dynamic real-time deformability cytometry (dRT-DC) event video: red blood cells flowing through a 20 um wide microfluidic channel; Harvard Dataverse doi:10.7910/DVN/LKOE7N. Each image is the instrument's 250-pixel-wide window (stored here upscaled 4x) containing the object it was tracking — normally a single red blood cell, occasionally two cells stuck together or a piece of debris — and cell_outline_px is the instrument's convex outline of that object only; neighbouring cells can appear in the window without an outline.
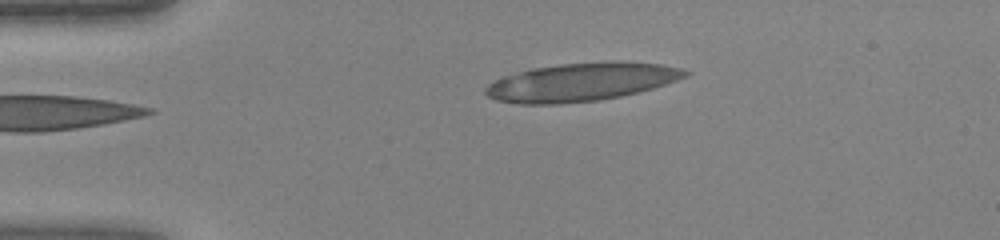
{"species": "human", "species_latin": "Homo sapiens", "temperature_condition": "warm", "stored_images_in_passage": 28, "camera_frame_rate_fps": 3000, "um_per_image_px": 0.085, "donor": {"sex": "female"}, "frame": {"image": 1, "passage_image": 1, "time_ms": 0.0, "image_size_px": [1000, 240], "cell_outline_px": [[692, 72], [688, 76], [640, 92], [600, 100], [560, 104], [520, 104], [496, 100], [488, 96], [484, 92], [484, 88], [488, 84], [500, 76], [532, 68], [560, 64], [620, 60], [624, 60], [660, 64], [680, 68]], "centroid_in_image_um": [49.39, 6.96], "position_along_channel_um": 35.6, "area_um2": 44.85}}
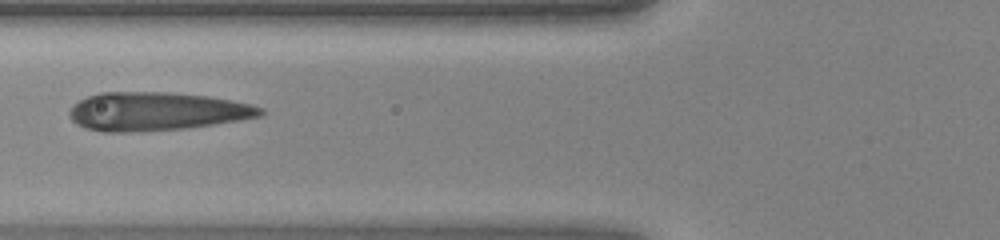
{"frame": {"image": 2, "passage_image": 9, "time_ms": 2.667, "image_size_px": [1000, 240], "cell_outline_px": [[264, 112], [260, 116], [240, 120], [184, 128], [132, 132], [104, 132], [84, 128], [76, 124], [68, 116], [68, 112], [72, 104], [88, 96], [100, 92], [168, 92], [208, 96], [232, 100], [264, 108]], "centroid_in_image_um": [13.24, 9.47], "position_along_channel_um": 112.6, "area_um2": 42.83}}
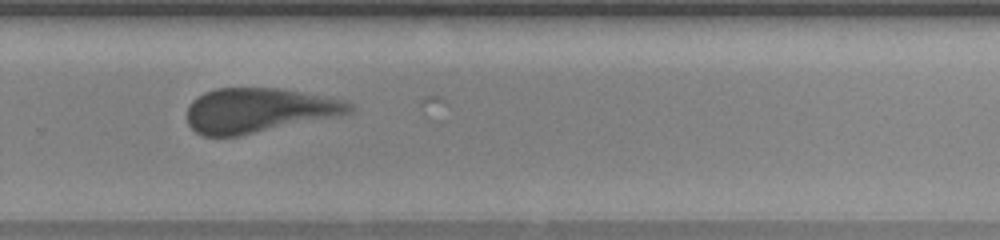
{"frame": {"image": 3, "passage_image": 22, "time_ms": 7.0, "image_size_px": [1000, 240], "cell_outline_px": [[352, 112], [240, 136], [204, 136], [196, 132], [188, 124], [188, 104], [192, 100], [204, 92], [216, 88], [280, 88], [324, 96], [344, 100], [352, 104]], "centroid_in_image_um": [21.93, 9.37], "position_along_channel_um": 307.9, "area_um2": 41.79}}